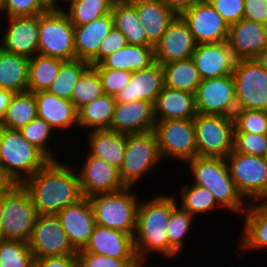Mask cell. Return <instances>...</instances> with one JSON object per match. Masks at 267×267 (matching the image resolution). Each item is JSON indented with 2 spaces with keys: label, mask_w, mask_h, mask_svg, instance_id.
Returning a JSON list of instances; mask_svg holds the SVG:
<instances>
[{
  "label": "cell",
  "mask_w": 267,
  "mask_h": 267,
  "mask_svg": "<svg viewBox=\"0 0 267 267\" xmlns=\"http://www.w3.org/2000/svg\"><path fill=\"white\" fill-rule=\"evenodd\" d=\"M181 187L179 196L181 200L180 202L177 201V204H180L179 206L188 211L194 218L201 213H208V211L219 207L210 190L191 183Z\"/></svg>",
  "instance_id": "cell-40"
},
{
  "label": "cell",
  "mask_w": 267,
  "mask_h": 267,
  "mask_svg": "<svg viewBox=\"0 0 267 267\" xmlns=\"http://www.w3.org/2000/svg\"><path fill=\"white\" fill-rule=\"evenodd\" d=\"M29 60L0 48V89L14 94L28 91Z\"/></svg>",
  "instance_id": "cell-31"
},
{
  "label": "cell",
  "mask_w": 267,
  "mask_h": 267,
  "mask_svg": "<svg viewBox=\"0 0 267 267\" xmlns=\"http://www.w3.org/2000/svg\"><path fill=\"white\" fill-rule=\"evenodd\" d=\"M28 242L0 239V267H33Z\"/></svg>",
  "instance_id": "cell-42"
},
{
  "label": "cell",
  "mask_w": 267,
  "mask_h": 267,
  "mask_svg": "<svg viewBox=\"0 0 267 267\" xmlns=\"http://www.w3.org/2000/svg\"><path fill=\"white\" fill-rule=\"evenodd\" d=\"M86 155L82 169L77 171L83 197L113 193L126 188L118 168L98 157Z\"/></svg>",
  "instance_id": "cell-16"
},
{
  "label": "cell",
  "mask_w": 267,
  "mask_h": 267,
  "mask_svg": "<svg viewBox=\"0 0 267 267\" xmlns=\"http://www.w3.org/2000/svg\"><path fill=\"white\" fill-rule=\"evenodd\" d=\"M73 166L50 160L21 185L29 193L38 214H57L83 198Z\"/></svg>",
  "instance_id": "cell-1"
},
{
  "label": "cell",
  "mask_w": 267,
  "mask_h": 267,
  "mask_svg": "<svg viewBox=\"0 0 267 267\" xmlns=\"http://www.w3.org/2000/svg\"><path fill=\"white\" fill-rule=\"evenodd\" d=\"M128 44L127 38L121 30L113 27L107 37L102 40L98 53L89 61L90 66L100 64L106 57Z\"/></svg>",
  "instance_id": "cell-50"
},
{
  "label": "cell",
  "mask_w": 267,
  "mask_h": 267,
  "mask_svg": "<svg viewBox=\"0 0 267 267\" xmlns=\"http://www.w3.org/2000/svg\"><path fill=\"white\" fill-rule=\"evenodd\" d=\"M194 217L183 210L179 205L176 206L169 217L166 229L169 238V245L179 254L183 250L186 234L192 228Z\"/></svg>",
  "instance_id": "cell-43"
},
{
  "label": "cell",
  "mask_w": 267,
  "mask_h": 267,
  "mask_svg": "<svg viewBox=\"0 0 267 267\" xmlns=\"http://www.w3.org/2000/svg\"><path fill=\"white\" fill-rule=\"evenodd\" d=\"M20 132L25 140L40 149L50 160H58L54 150L49 146L51 145L49 139L53 137L52 132L57 133V131H54L44 119L36 117L28 125L22 127Z\"/></svg>",
  "instance_id": "cell-44"
},
{
  "label": "cell",
  "mask_w": 267,
  "mask_h": 267,
  "mask_svg": "<svg viewBox=\"0 0 267 267\" xmlns=\"http://www.w3.org/2000/svg\"><path fill=\"white\" fill-rule=\"evenodd\" d=\"M184 163L194 176L192 184L210 190L220 209L227 208L242 216L248 203L237 191L225 158L196 156Z\"/></svg>",
  "instance_id": "cell-3"
},
{
  "label": "cell",
  "mask_w": 267,
  "mask_h": 267,
  "mask_svg": "<svg viewBox=\"0 0 267 267\" xmlns=\"http://www.w3.org/2000/svg\"><path fill=\"white\" fill-rule=\"evenodd\" d=\"M78 252H89L116 259H138L132 235L99 225L95 226L87 244Z\"/></svg>",
  "instance_id": "cell-24"
},
{
  "label": "cell",
  "mask_w": 267,
  "mask_h": 267,
  "mask_svg": "<svg viewBox=\"0 0 267 267\" xmlns=\"http://www.w3.org/2000/svg\"><path fill=\"white\" fill-rule=\"evenodd\" d=\"M180 16L197 44L227 41L230 26L207 0H200Z\"/></svg>",
  "instance_id": "cell-15"
},
{
  "label": "cell",
  "mask_w": 267,
  "mask_h": 267,
  "mask_svg": "<svg viewBox=\"0 0 267 267\" xmlns=\"http://www.w3.org/2000/svg\"><path fill=\"white\" fill-rule=\"evenodd\" d=\"M227 42L237 60L255 59L267 48V25L242 18L230 25Z\"/></svg>",
  "instance_id": "cell-19"
},
{
  "label": "cell",
  "mask_w": 267,
  "mask_h": 267,
  "mask_svg": "<svg viewBox=\"0 0 267 267\" xmlns=\"http://www.w3.org/2000/svg\"><path fill=\"white\" fill-rule=\"evenodd\" d=\"M17 185V182L0 165V196L10 193Z\"/></svg>",
  "instance_id": "cell-54"
},
{
  "label": "cell",
  "mask_w": 267,
  "mask_h": 267,
  "mask_svg": "<svg viewBox=\"0 0 267 267\" xmlns=\"http://www.w3.org/2000/svg\"><path fill=\"white\" fill-rule=\"evenodd\" d=\"M89 66L88 61L77 58L64 61L57 77L47 91L59 98L71 100L72 91L76 83Z\"/></svg>",
  "instance_id": "cell-39"
},
{
  "label": "cell",
  "mask_w": 267,
  "mask_h": 267,
  "mask_svg": "<svg viewBox=\"0 0 267 267\" xmlns=\"http://www.w3.org/2000/svg\"><path fill=\"white\" fill-rule=\"evenodd\" d=\"M164 86L196 93L202 79L192 58L162 64Z\"/></svg>",
  "instance_id": "cell-35"
},
{
  "label": "cell",
  "mask_w": 267,
  "mask_h": 267,
  "mask_svg": "<svg viewBox=\"0 0 267 267\" xmlns=\"http://www.w3.org/2000/svg\"><path fill=\"white\" fill-rule=\"evenodd\" d=\"M115 98L103 94L78 110V128H90L92 130L110 129Z\"/></svg>",
  "instance_id": "cell-34"
},
{
  "label": "cell",
  "mask_w": 267,
  "mask_h": 267,
  "mask_svg": "<svg viewBox=\"0 0 267 267\" xmlns=\"http://www.w3.org/2000/svg\"><path fill=\"white\" fill-rule=\"evenodd\" d=\"M104 94L97 70L89 66L76 83L71 96V102L79 110L84 105Z\"/></svg>",
  "instance_id": "cell-41"
},
{
  "label": "cell",
  "mask_w": 267,
  "mask_h": 267,
  "mask_svg": "<svg viewBox=\"0 0 267 267\" xmlns=\"http://www.w3.org/2000/svg\"><path fill=\"white\" fill-rule=\"evenodd\" d=\"M38 215L29 193L18 184L3 196L1 238L29 242Z\"/></svg>",
  "instance_id": "cell-8"
},
{
  "label": "cell",
  "mask_w": 267,
  "mask_h": 267,
  "mask_svg": "<svg viewBox=\"0 0 267 267\" xmlns=\"http://www.w3.org/2000/svg\"><path fill=\"white\" fill-rule=\"evenodd\" d=\"M168 8L180 15L184 10L190 8L200 0H161Z\"/></svg>",
  "instance_id": "cell-55"
},
{
  "label": "cell",
  "mask_w": 267,
  "mask_h": 267,
  "mask_svg": "<svg viewBox=\"0 0 267 267\" xmlns=\"http://www.w3.org/2000/svg\"><path fill=\"white\" fill-rule=\"evenodd\" d=\"M194 126L197 156L226 158L233 150V117L197 113Z\"/></svg>",
  "instance_id": "cell-10"
},
{
  "label": "cell",
  "mask_w": 267,
  "mask_h": 267,
  "mask_svg": "<svg viewBox=\"0 0 267 267\" xmlns=\"http://www.w3.org/2000/svg\"><path fill=\"white\" fill-rule=\"evenodd\" d=\"M164 87L162 65L154 62L147 68L133 71L129 84L114 97L116 103H130L145 100L155 103L158 94Z\"/></svg>",
  "instance_id": "cell-23"
},
{
  "label": "cell",
  "mask_w": 267,
  "mask_h": 267,
  "mask_svg": "<svg viewBox=\"0 0 267 267\" xmlns=\"http://www.w3.org/2000/svg\"><path fill=\"white\" fill-rule=\"evenodd\" d=\"M90 156L98 157L120 169L126 149V134L110 129L88 132Z\"/></svg>",
  "instance_id": "cell-29"
},
{
  "label": "cell",
  "mask_w": 267,
  "mask_h": 267,
  "mask_svg": "<svg viewBox=\"0 0 267 267\" xmlns=\"http://www.w3.org/2000/svg\"><path fill=\"white\" fill-rule=\"evenodd\" d=\"M100 77L104 94L115 97L129 84L132 72L125 70L106 69L101 64L93 66Z\"/></svg>",
  "instance_id": "cell-47"
},
{
  "label": "cell",
  "mask_w": 267,
  "mask_h": 267,
  "mask_svg": "<svg viewBox=\"0 0 267 267\" xmlns=\"http://www.w3.org/2000/svg\"><path fill=\"white\" fill-rule=\"evenodd\" d=\"M78 267H137L138 259H116L109 256L78 252Z\"/></svg>",
  "instance_id": "cell-48"
},
{
  "label": "cell",
  "mask_w": 267,
  "mask_h": 267,
  "mask_svg": "<svg viewBox=\"0 0 267 267\" xmlns=\"http://www.w3.org/2000/svg\"><path fill=\"white\" fill-rule=\"evenodd\" d=\"M37 102V117L44 119L55 131L78 127V110L67 99H62L48 91L34 93ZM62 130V131H61Z\"/></svg>",
  "instance_id": "cell-25"
},
{
  "label": "cell",
  "mask_w": 267,
  "mask_h": 267,
  "mask_svg": "<svg viewBox=\"0 0 267 267\" xmlns=\"http://www.w3.org/2000/svg\"><path fill=\"white\" fill-rule=\"evenodd\" d=\"M64 60L35 55L29 60L28 91H47L58 75Z\"/></svg>",
  "instance_id": "cell-37"
},
{
  "label": "cell",
  "mask_w": 267,
  "mask_h": 267,
  "mask_svg": "<svg viewBox=\"0 0 267 267\" xmlns=\"http://www.w3.org/2000/svg\"><path fill=\"white\" fill-rule=\"evenodd\" d=\"M37 117V102L33 92L15 93L6 108L0 127L20 130Z\"/></svg>",
  "instance_id": "cell-36"
},
{
  "label": "cell",
  "mask_w": 267,
  "mask_h": 267,
  "mask_svg": "<svg viewBox=\"0 0 267 267\" xmlns=\"http://www.w3.org/2000/svg\"><path fill=\"white\" fill-rule=\"evenodd\" d=\"M73 247L79 251L87 244L96 221L89 198L83 197L56 214Z\"/></svg>",
  "instance_id": "cell-21"
},
{
  "label": "cell",
  "mask_w": 267,
  "mask_h": 267,
  "mask_svg": "<svg viewBox=\"0 0 267 267\" xmlns=\"http://www.w3.org/2000/svg\"><path fill=\"white\" fill-rule=\"evenodd\" d=\"M132 191V187H126L117 192L89 197L96 225L134 236L140 201L136 192Z\"/></svg>",
  "instance_id": "cell-5"
},
{
  "label": "cell",
  "mask_w": 267,
  "mask_h": 267,
  "mask_svg": "<svg viewBox=\"0 0 267 267\" xmlns=\"http://www.w3.org/2000/svg\"><path fill=\"white\" fill-rule=\"evenodd\" d=\"M177 205L173 194H161L150 200L140 201L133 239L135 252L141 263H147L149 253L156 252L170 260L178 255L169 245L166 229L171 212Z\"/></svg>",
  "instance_id": "cell-2"
},
{
  "label": "cell",
  "mask_w": 267,
  "mask_h": 267,
  "mask_svg": "<svg viewBox=\"0 0 267 267\" xmlns=\"http://www.w3.org/2000/svg\"><path fill=\"white\" fill-rule=\"evenodd\" d=\"M154 107L155 121L194 119L197 115L195 94L164 86Z\"/></svg>",
  "instance_id": "cell-26"
},
{
  "label": "cell",
  "mask_w": 267,
  "mask_h": 267,
  "mask_svg": "<svg viewBox=\"0 0 267 267\" xmlns=\"http://www.w3.org/2000/svg\"><path fill=\"white\" fill-rule=\"evenodd\" d=\"M111 14L114 27L121 30L129 44L154 47L147 39L136 7L129 0H114Z\"/></svg>",
  "instance_id": "cell-32"
},
{
  "label": "cell",
  "mask_w": 267,
  "mask_h": 267,
  "mask_svg": "<svg viewBox=\"0 0 267 267\" xmlns=\"http://www.w3.org/2000/svg\"><path fill=\"white\" fill-rule=\"evenodd\" d=\"M153 103L136 100L116 103L110 130L123 134H140L152 131L155 125Z\"/></svg>",
  "instance_id": "cell-22"
},
{
  "label": "cell",
  "mask_w": 267,
  "mask_h": 267,
  "mask_svg": "<svg viewBox=\"0 0 267 267\" xmlns=\"http://www.w3.org/2000/svg\"><path fill=\"white\" fill-rule=\"evenodd\" d=\"M197 43L187 23L177 15L154 46V60L160 65L192 57Z\"/></svg>",
  "instance_id": "cell-17"
},
{
  "label": "cell",
  "mask_w": 267,
  "mask_h": 267,
  "mask_svg": "<svg viewBox=\"0 0 267 267\" xmlns=\"http://www.w3.org/2000/svg\"><path fill=\"white\" fill-rule=\"evenodd\" d=\"M34 259L77 255L56 214H39L29 240Z\"/></svg>",
  "instance_id": "cell-13"
},
{
  "label": "cell",
  "mask_w": 267,
  "mask_h": 267,
  "mask_svg": "<svg viewBox=\"0 0 267 267\" xmlns=\"http://www.w3.org/2000/svg\"><path fill=\"white\" fill-rule=\"evenodd\" d=\"M162 158L157 138L152 131L126 135V149L123 164L119 169L120 177L126 187H133L142 176L154 169ZM140 179V180H139Z\"/></svg>",
  "instance_id": "cell-9"
},
{
  "label": "cell",
  "mask_w": 267,
  "mask_h": 267,
  "mask_svg": "<svg viewBox=\"0 0 267 267\" xmlns=\"http://www.w3.org/2000/svg\"><path fill=\"white\" fill-rule=\"evenodd\" d=\"M155 62L154 47L128 44L100 64L106 69L137 71L149 67Z\"/></svg>",
  "instance_id": "cell-33"
},
{
  "label": "cell",
  "mask_w": 267,
  "mask_h": 267,
  "mask_svg": "<svg viewBox=\"0 0 267 267\" xmlns=\"http://www.w3.org/2000/svg\"><path fill=\"white\" fill-rule=\"evenodd\" d=\"M8 26L0 39V48L6 52L32 58L38 54L39 15L6 17Z\"/></svg>",
  "instance_id": "cell-18"
},
{
  "label": "cell",
  "mask_w": 267,
  "mask_h": 267,
  "mask_svg": "<svg viewBox=\"0 0 267 267\" xmlns=\"http://www.w3.org/2000/svg\"><path fill=\"white\" fill-rule=\"evenodd\" d=\"M69 6H63L70 22L74 26H81L111 13L114 0H70Z\"/></svg>",
  "instance_id": "cell-38"
},
{
  "label": "cell",
  "mask_w": 267,
  "mask_h": 267,
  "mask_svg": "<svg viewBox=\"0 0 267 267\" xmlns=\"http://www.w3.org/2000/svg\"><path fill=\"white\" fill-rule=\"evenodd\" d=\"M145 265H146L145 263H140L139 267H145Z\"/></svg>",
  "instance_id": "cell-60"
},
{
  "label": "cell",
  "mask_w": 267,
  "mask_h": 267,
  "mask_svg": "<svg viewBox=\"0 0 267 267\" xmlns=\"http://www.w3.org/2000/svg\"><path fill=\"white\" fill-rule=\"evenodd\" d=\"M225 160L230 177L244 200L248 198L252 203L257 200H259V202H261V200L262 202H266L267 160L265 157L234 152L232 150Z\"/></svg>",
  "instance_id": "cell-7"
},
{
  "label": "cell",
  "mask_w": 267,
  "mask_h": 267,
  "mask_svg": "<svg viewBox=\"0 0 267 267\" xmlns=\"http://www.w3.org/2000/svg\"><path fill=\"white\" fill-rule=\"evenodd\" d=\"M74 27L63 10L39 14L38 54L64 61L75 59Z\"/></svg>",
  "instance_id": "cell-6"
},
{
  "label": "cell",
  "mask_w": 267,
  "mask_h": 267,
  "mask_svg": "<svg viewBox=\"0 0 267 267\" xmlns=\"http://www.w3.org/2000/svg\"><path fill=\"white\" fill-rule=\"evenodd\" d=\"M191 58L202 80L232 75L237 62L227 41L197 44Z\"/></svg>",
  "instance_id": "cell-20"
},
{
  "label": "cell",
  "mask_w": 267,
  "mask_h": 267,
  "mask_svg": "<svg viewBox=\"0 0 267 267\" xmlns=\"http://www.w3.org/2000/svg\"><path fill=\"white\" fill-rule=\"evenodd\" d=\"M195 105L199 114L234 117L237 103L233 75L202 80L195 93Z\"/></svg>",
  "instance_id": "cell-14"
},
{
  "label": "cell",
  "mask_w": 267,
  "mask_h": 267,
  "mask_svg": "<svg viewBox=\"0 0 267 267\" xmlns=\"http://www.w3.org/2000/svg\"><path fill=\"white\" fill-rule=\"evenodd\" d=\"M2 2H3V0H0V9H1V6H2Z\"/></svg>",
  "instance_id": "cell-62"
},
{
  "label": "cell",
  "mask_w": 267,
  "mask_h": 267,
  "mask_svg": "<svg viewBox=\"0 0 267 267\" xmlns=\"http://www.w3.org/2000/svg\"><path fill=\"white\" fill-rule=\"evenodd\" d=\"M232 75L237 110L267 111V71L255 59H239Z\"/></svg>",
  "instance_id": "cell-11"
},
{
  "label": "cell",
  "mask_w": 267,
  "mask_h": 267,
  "mask_svg": "<svg viewBox=\"0 0 267 267\" xmlns=\"http://www.w3.org/2000/svg\"><path fill=\"white\" fill-rule=\"evenodd\" d=\"M13 95L14 93L11 91L0 89V122L5 115L6 108L10 104Z\"/></svg>",
  "instance_id": "cell-56"
},
{
  "label": "cell",
  "mask_w": 267,
  "mask_h": 267,
  "mask_svg": "<svg viewBox=\"0 0 267 267\" xmlns=\"http://www.w3.org/2000/svg\"><path fill=\"white\" fill-rule=\"evenodd\" d=\"M243 18L267 25V0H245Z\"/></svg>",
  "instance_id": "cell-52"
},
{
  "label": "cell",
  "mask_w": 267,
  "mask_h": 267,
  "mask_svg": "<svg viewBox=\"0 0 267 267\" xmlns=\"http://www.w3.org/2000/svg\"><path fill=\"white\" fill-rule=\"evenodd\" d=\"M137 10L138 19L148 41L155 46L177 14L161 0H129Z\"/></svg>",
  "instance_id": "cell-28"
},
{
  "label": "cell",
  "mask_w": 267,
  "mask_h": 267,
  "mask_svg": "<svg viewBox=\"0 0 267 267\" xmlns=\"http://www.w3.org/2000/svg\"><path fill=\"white\" fill-rule=\"evenodd\" d=\"M255 60L267 71V48Z\"/></svg>",
  "instance_id": "cell-58"
},
{
  "label": "cell",
  "mask_w": 267,
  "mask_h": 267,
  "mask_svg": "<svg viewBox=\"0 0 267 267\" xmlns=\"http://www.w3.org/2000/svg\"><path fill=\"white\" fill-rule=\"evenodd\" d=\"M233 119L234 132L267 134V111L237 110Z\"/></svg>",
  "instance_id": "cell-45"
},
{
  "label": "cell",
  "mask_w": 267,
  "mask_h": 267,
  "mask_svg": "<svg viewBox=\"0 0 267 267\" xmlns=\"http://www.w3.org/2000/svg\"><path fill=\"white\" fill-rule=\"evenodd\" d=\"M47 10H62L59 0H38Z\"/></svg>",
  "instance_id": "cell-57"
},
{
  "label": "cell",
  "mask_w": 267,
  "mask_h": 267,
  "mask_svg": "<svg viewBox=\"0 0 267 267\" xmlns=\"http://www.w3.org/2000/svg\"><path fill=\"white\" fill-rule=\"evenodd\" d=\"M222 18L232 25L243 18L245 0H207Z\"/></svg>",
  "instance_id": "cell-51"
},
{
  "label": "cell",
  "mask_w": 267,
  "mask_h": 267,
  "mask_svg": "<svg viewBox=\"0 0 267 267\" xmlns=\"http://www.w3.org/2000/svg\"><path fill=\"white\" fill-rule=\"evenodd\" d=\"M60 1V0H59ZM65 3L67 2L68 3V1H70V0H63ZM61 2H62V0L60 1V5H61Z\"/></svg>",
  "instance_id": "cell-61"
},
{
  "label": "cell",
  "mask_w": 267,
  "mask_h": 267,
  "mask_svg": "<svg viewBox=\"0 0 267 267\" xmlns=\"http://www.w3.org/2000/svg\"><path fill=\"white\" fill-rule=\"evenodd\" d=\"M233 151L265 157L267 153V134L234 132Z\"/></svg>",
  "instance_id": "cell-46"
},
{
  "label": "cell",
  "mask_w": 267,
  "mask_h": 267,
  "mask_svg": "<svg viewBox=\"0 0 267 267\" xmlns=\"http://www.w3.org/2000/svg\"><path fill=\"white\" fill-rule=\"evenodd\" d=\"M2 212H3V196H0V239H1Z\"/></svg>",
  "instance_id": "cell-59"
},
{
  "label": "cell",
  "mask_w": 267,
  "mask_h": 267,
  "mask_svg": "<svg viewBox=\"0 0 267 267\" xmlns=\"http://www.w3.org/2000/svg\"><path fill=\"white\" fill-rule=\"evenodd\" d=\"M33 267H78L77 255L53 256L34 259Z\"/></svg>",
  "instance_id": "cell-53"
},
{
  "label": "cell",
  "mask_w": 267,
  "mask_h": 267,
  "mask_svg": "<svg viewBox=\"0 0 267 267\" xmlns=\"http://www.w3.org/2000/svg\"><path fill=\"white\" fill-rule=\"evenodd\" d=\"M153 132L162 160L188 161L197 156L194 119L156 121Z\"/></svg>",
  "instance_id": "cell-12"
},
{
  "label": "cell",
  "mask_w": 267,
  "mask_h": 267,
  "mask_svg": "<svg viewBox=\"0 0 267 267\" xmlns=\"http://www.w3.org/2000/svg\"><path fill=\"white\" fill-rule=\"evenodd\" d=\"M46 11L48 10L38 0H3L0 9L5 18L36 16Z\"/></svg>",
  "instance_id": "cell-49"
},
{
  "label": "cell",
  "mask_w": 267,
  "mask_h": 267,
  "mask_svg": "<svg viewBox=\"0 0 267 267\" xmlns=\"http://www.w3.org/2000/svg\"><path fill=\"white\" fill-rule=\"evenodd\" d=\"M114 27L112 14L103 15L90 23L74 27L75 59L90 61L99 51L102 40Z\"/></svg>",
  "instance_id": "cell-27"
},
{
  "label": "cell",
  "mask_w": 267,
  "mask_h": 267,
  "mask_svg": "<svg viewBox=\"0 0 267 267\" xmlns=\"http://www.w3.org/2000/svg\"><path fill=\"white\" fill-rule=\"evenodd\" d=\"M243 216L245 223L239 248L242 250L267 248V201L258 204L248 203Z\"/></svg>",
  "instance_id": "cell-30"
},
{
  "label": "cell",
  "mask_w": 267,
  "mask_h": 267,
  "mask_svg": "<svg viewBox=\"0 0 267 267\" xmlns=\"http://www.w3.org/2000/svg\"><path fill=\"white\" fill-rule=\"evenodd\" d=\"M50 159L22 136L20 130L0 127V165L21 185Z\"/></svg>",
  "instance_id": "cell-4"
}]
</instances>
